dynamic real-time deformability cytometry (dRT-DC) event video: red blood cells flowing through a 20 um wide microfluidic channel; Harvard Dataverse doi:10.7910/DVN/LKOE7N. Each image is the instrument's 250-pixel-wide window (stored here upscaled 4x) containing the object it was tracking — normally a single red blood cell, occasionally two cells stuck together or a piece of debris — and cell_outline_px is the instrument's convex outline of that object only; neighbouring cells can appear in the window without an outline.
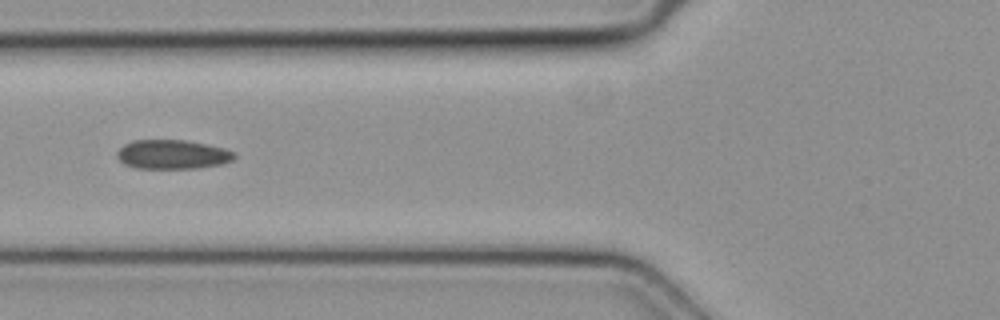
{"species": "common noctule bat (a hibernating species)", "species_latin": "Nyctalus noctula", "temperature_condition": "cold", "stored_images_in_passage": 4, "camera_frame_rate_fps": 3000, "um_per_image_px": 0.085, "animal": {"sex": "female", "body_mass_g": 19.3, "forearm_length_mm": 54.1}, "frame": {"image": 1, "passage_image": 4, "time_ms": 1.0, "image_size_px": [1000, 320], "cell_outline_px": [[236, 156], [232, 160], [224, 164], [200, 168], [136, 168], [124, 164], [116, 156], [116, 152], [124, 144], [132, 140], [184, 140], [208, 144], [224, 148], [236, 152]], "centroid_in_image_um": [14.68, 13.12], "position_along_channel_um": 111.1, "area_um2": 20.17}}